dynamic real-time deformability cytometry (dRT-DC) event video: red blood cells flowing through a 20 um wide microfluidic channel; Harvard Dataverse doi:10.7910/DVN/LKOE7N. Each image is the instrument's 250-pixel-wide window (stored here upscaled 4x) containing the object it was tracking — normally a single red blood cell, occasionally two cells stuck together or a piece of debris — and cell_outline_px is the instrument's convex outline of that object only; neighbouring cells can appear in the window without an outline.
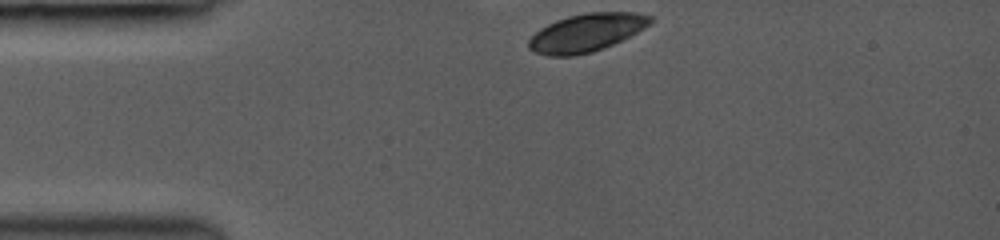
{"species": "common noctule bat (a hibernating species)", "species_latin": "Nyctalus noctula", "temperature_condition": "room temperature", "stored_images_in_passage": 3, "camera_frame_rate_fps": 3000, "um_per_image_px": 0.085, "animal": {"sex": "female", "body_mass_g": 19.0, "forearm_length_mm": 53.3}, "frame": {"image": 1, "passage_image": 1, "time_ms": 0.0, "image_size_px": [1000, 240], "cell_outline_px": [[652, 24], [612, 44], [592, 52], [572, 56], [548, 56], [536, 52], [528, 48], [528, 40], [540, 28], [556, 20], [568, 16], [588, 12], [636, 12], [652, 16]], "centroid_in_image_um": [49.84, 2.77], "position_along_channel_um": 35.2, "area_um2": 26.76}}